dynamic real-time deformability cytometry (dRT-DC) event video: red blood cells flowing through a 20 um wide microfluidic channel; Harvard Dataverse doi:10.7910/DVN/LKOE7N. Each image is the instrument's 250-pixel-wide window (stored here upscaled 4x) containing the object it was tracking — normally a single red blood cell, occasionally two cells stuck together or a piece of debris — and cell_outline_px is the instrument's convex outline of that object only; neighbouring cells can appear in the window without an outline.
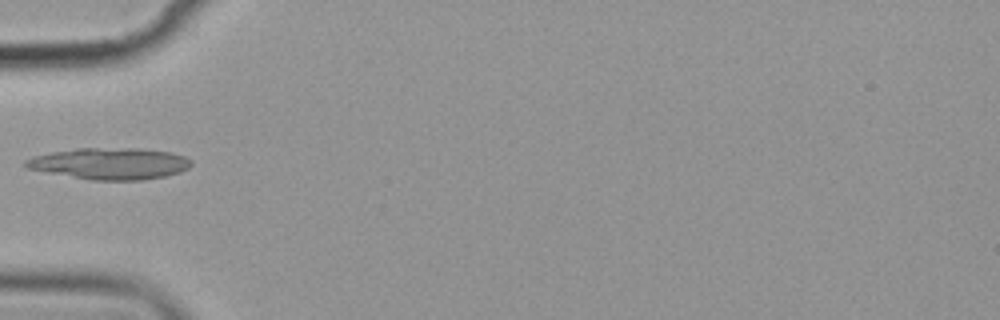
{"species": "common noctule bat (a hibernating species)", "species_latin": "Nyctalus noctula", "temperature_condition": "cold", "stored_images_in_passage": 1, "camera_frame_rate_fps": 3000, "um_per_image_px": 0.085, "animal": {"sex": "female", "body_mass_g": 19.9}, "frame": {"image": 1, "passage_image": 1, "time_ms": 0.0, "image_size_px": [1000, 320], "cell_outline_px": [[192, 164], [188, 168], [180, 172], [164, 176], [144, 180], [92, 180], [24, 168], [24, 160], [32, 156], [52, 152], [76, 148], [136, 148], [172, 152], [184, 156], [192, 160]], "centroid_in_image_um": [9.33, 13.9], "position_along_channel_um": 75.7, "area_um2": 30.52}}